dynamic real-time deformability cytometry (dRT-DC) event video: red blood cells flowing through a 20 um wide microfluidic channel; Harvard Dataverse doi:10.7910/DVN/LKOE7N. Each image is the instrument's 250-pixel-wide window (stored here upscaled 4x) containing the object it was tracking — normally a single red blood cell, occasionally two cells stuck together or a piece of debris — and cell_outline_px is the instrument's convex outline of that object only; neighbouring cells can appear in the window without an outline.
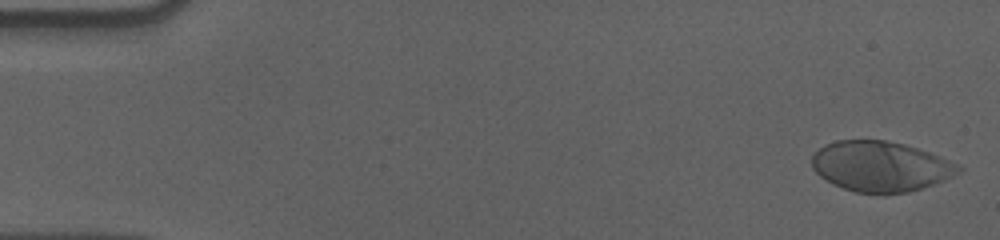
{"species": "human", "species_latin": "Homo sapiens", "temperature_condition": "cold", "stored_images_in_passage": 57, "camera_frame_rate_fps": 3000, "um_per_image_px": 0.085, "donor": {"sex": "male"}, "frame": {"image": 1, "passage_image": 2, "time_ms": 0.333, "image_size_px": [1000, 240], "cell_outline_px": [[964, 168], [960, 172], [944, 180], [908, 192], [884, 196], [856, 192], [832, 184], [820, 176], [812, 168], [812, 156], [824, 144], [836, 140], [884, 140], [904, 144], [928, 152], [956, 164]], "centroid_in_image_um": [74.81, 14.17], "position_along_channel_um": 10.2, "area_um2": 43.06}}
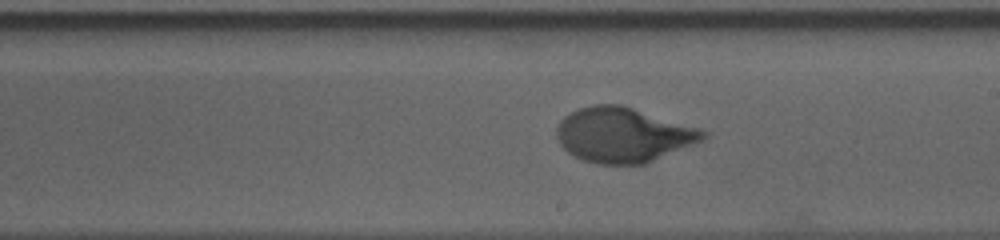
{"frame": {"image": 2, "passage_image": 33, "time_ms": 10.667, "image_size_px": [1000, 240], "cell_outline_px": [[708, 136], [704, 140], [644, 164], [596, 164], [584, 160], [568, 152], [560, 144], [556, 136], [556, 128], [560, 120], [564, 116], [580, 108], [596, 104], [620, 104], [700, 128], [708, 132]], "centroid_in_image_um": [52.98, 11.46], "position_along_channel_um": 236.0, "area_um2": 46.64}}
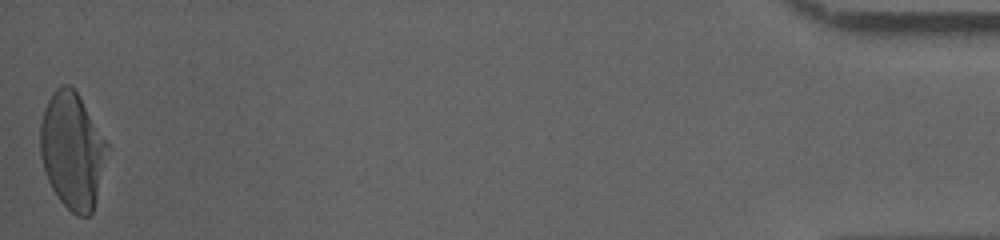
{"frame": {"image": 3, "passage_image": 57, "time_ms": 18.667, "image_size_px": [1000, 240], "cell_outline_px": [[108, 148], [92, 212], [88, 216], [76, 216], [56, 196], [48, 180], [40, 156], [40, 124], [44, 108], [52, 92], [56, 88], [64, 84], [68, 84], [80, 96], [108, 144]], "centroid_in_image_um": [6.12, 12.77], "position_along_channel_um": 429.1, "area_um2": 44.85}, "authors_computed_cell_mechanics": {"area_um2": 45.084, "velocity_mm_per_s": 3.5629, "shape_relaxation_time_tau1_ms": 4.7484, "shape_relaxation_time_tau2_ms": null, "deformation_change_tau1": 0.2, "deformation_change_tau2": null}}